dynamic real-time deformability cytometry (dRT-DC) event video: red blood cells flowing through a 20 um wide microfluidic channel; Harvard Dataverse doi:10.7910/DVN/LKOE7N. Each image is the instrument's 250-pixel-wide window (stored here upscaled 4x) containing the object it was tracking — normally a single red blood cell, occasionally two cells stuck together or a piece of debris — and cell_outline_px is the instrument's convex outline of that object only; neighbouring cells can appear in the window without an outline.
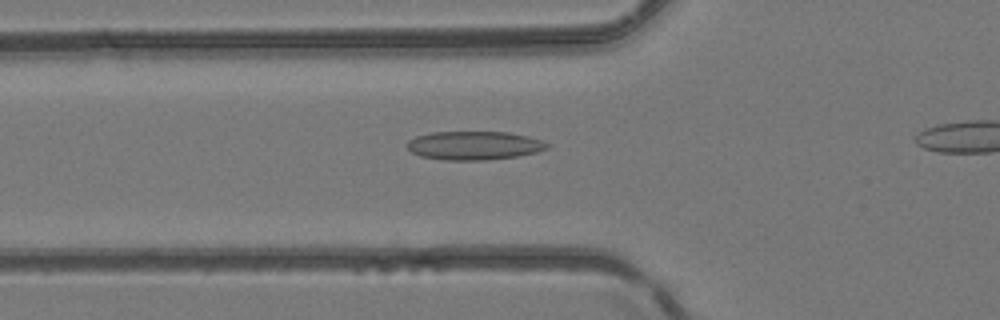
{"species": "common noctule bat (a hibernating species)", "species_latin": "Nyctalus noctula", "temperature_condition": "room temperature", "stored_images_in_passage": 36, "camera_frame_rate_fps": 3000, "um_per_image_px": 0.085, "animal": {"sex": "female", "body_mass_g": 24.6, "forearm_length_mm": 56.2}, "frame": {"image": 1, "passage_image": 13, "time_ms": 4.0, "image_size_px": [1000, 320], "cell_outline_px": [[548, 148], [536, 152], [516, 156], [484, 160], [444, 160], [420, 156], [412, 152], [408, 148], [408, 140], [416, 136], [432, 132], [508, 132], [528, 136], [540, 140], [548, 144]], "centroid_in_image_um": [40.28, 12.36], "position_along_channel_um": 85.5, "area_um2": 23.18}}
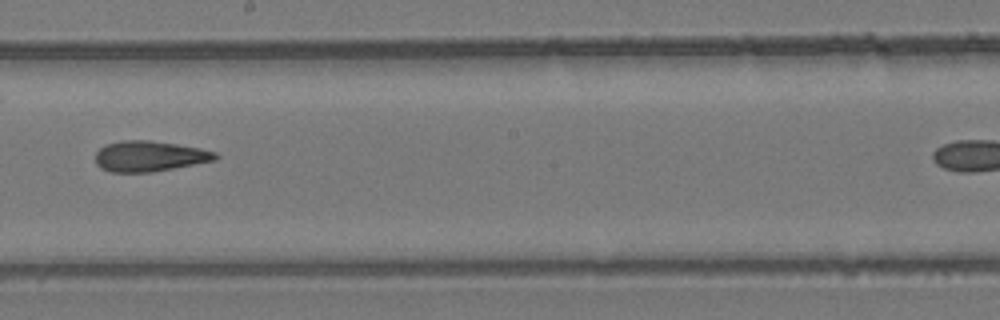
{"frame": {"image": 2, "passage_image": 23, "time_ms": 7.333, "image_size_px": [1000, 320], "cell_outline_px": [[220, 156], [216, 160], [152, 172], [108, 172], [100, 168], [96, 164], [96, 152], [104, 144], [120, 140], [148, 140], [176, 144], [200, 148], [216, 152]], "centroid_in_image_um": [12.68, 13.27], "position_along_channel_um": 235.5, "area_um2": 21.5}}
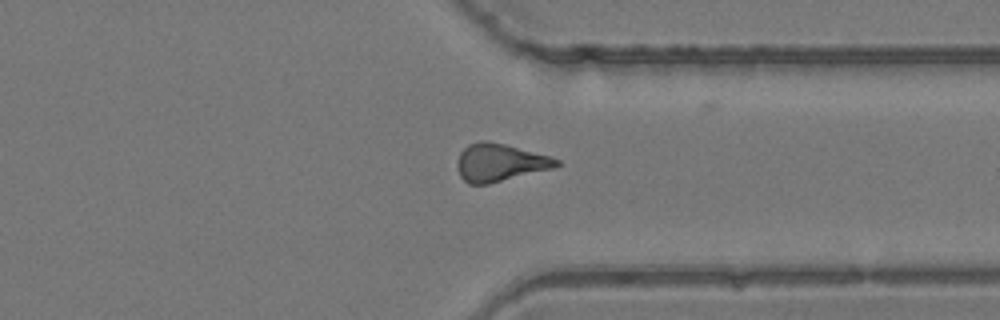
{"frame": {"image": 3, "passage_image": 32, "time_ms": 10.333, "image_size_px": [1000, 320], "cell_outline_px": [[560, 164], [552, 168], [488, 184], [468, 184], [460, 176], [456, 164], [460, 152], [468, 144], [480, 140], [488, 140], [504, 144], [548, 156], [560, 160]], "centroid_in_image_um": [42.43, 13.81], "position_along_channel_um": 369.0, "area_um2": 21.56}}